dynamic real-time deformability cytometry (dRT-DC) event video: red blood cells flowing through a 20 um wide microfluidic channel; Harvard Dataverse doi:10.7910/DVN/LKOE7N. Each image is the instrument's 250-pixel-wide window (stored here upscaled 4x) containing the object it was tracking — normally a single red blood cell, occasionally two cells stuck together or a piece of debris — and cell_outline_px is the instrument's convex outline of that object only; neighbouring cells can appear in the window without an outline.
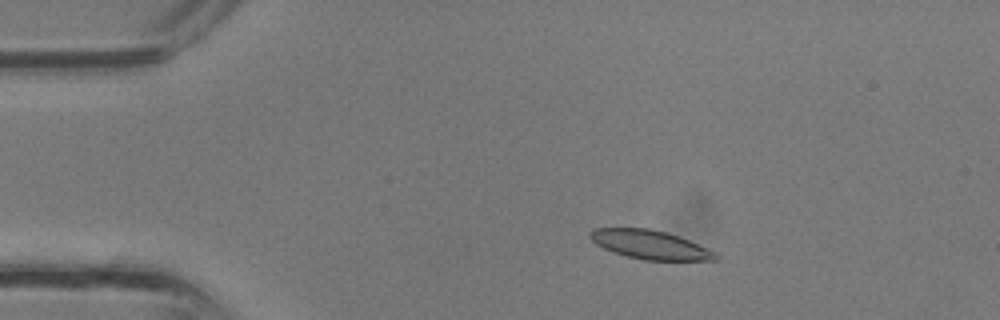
{"species": "common noctule bat (a hibernating species)", "species_latin": "Nyctalus noctula", "temperature_condition": "room temperature", "stored_images_in_passage": 33, "camera_frame_rate_fps": 3000, "um_per_image_px": 0.085, "animal": {"sex": "male", "body_mass_g": 13.3}, "frame": {"image": 1, "passage_image": 5, "time_ms": 1.333, "image_size_px": [1000, 320], "cell_outline_px": [[720, 260], [644, 260], [628, 256], [604, 248], [596, 244], [588, 236], [588, 232], [596, 228], [648, 228], [680, 236], [716, 252], [720, 256]], "centroid_in_image_um": [55.29, 20.79], "position_along_channel_um": 29.7, "area_um2": 20.98}}
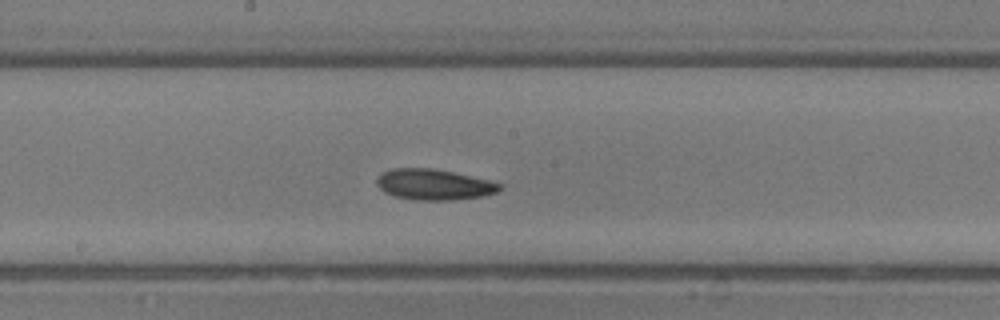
{"frame": {"image": 2, "passage_image": 17, "time_ms": 5.333, "image_size_px": [1000, 320], "cell_outline_px": [[504, 184], [496, 192], [484, 196], [452, 200], [416, 200], [396, 196], [384, 192], [376, 184], [376, 180], [384, 172], [392, 168], [432, 168], [452, 172], [488, 180]], "centroid_in_image_um": [36.89, 15.69], "position_along_channel_um": 211.3, "area_um2": 21.85}}
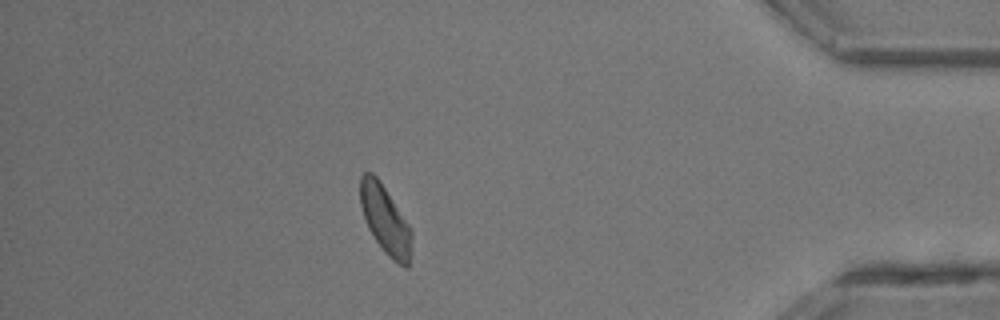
{"frame": {"image": 3, "passage_image": 29, "time_ms": 9.333, "image_size_px": [1000, 320], "cell_outline_px": [[412, 236], [408, 268], [404, 268], [392, 260], [388, 256], [376, 240], [368, 228], [360, 204], [360, 176], [364, 172], [372, 172], [380, 180], [408, 224], [412, 232]], "centroid_in_image_um": [32.74, 18.67], "position_along_channel_um": 402.5, "area_um2": 20.29}}